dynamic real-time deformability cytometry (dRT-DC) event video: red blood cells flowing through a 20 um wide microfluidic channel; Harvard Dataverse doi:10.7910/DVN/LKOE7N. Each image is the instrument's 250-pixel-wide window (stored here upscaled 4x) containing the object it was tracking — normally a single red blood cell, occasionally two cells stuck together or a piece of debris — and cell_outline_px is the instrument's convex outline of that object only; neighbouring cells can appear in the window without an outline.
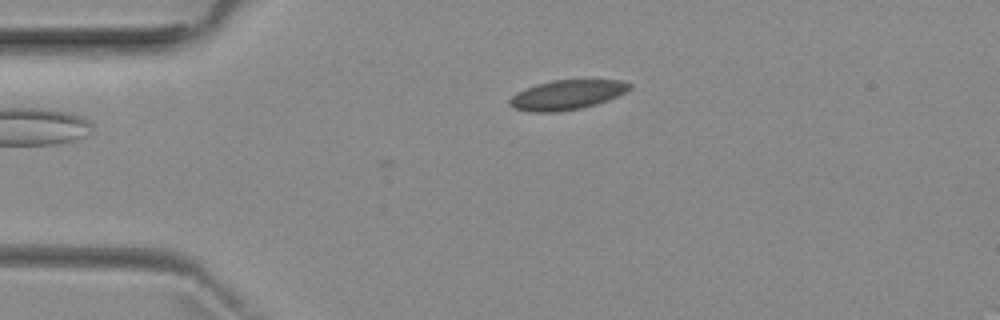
{"species": "common noctule bat (a hibernating species)", "species_latin": "Nyctalus noctula", "temperature_condition": "room temperature", "stored_images_in_passage": 3, "camera_frame_rate_fps": 3000, "um_per_image_px": 0.085, "animal": {"sex": "female", "body_mass_g": 29.2, "forearm_length_mm": 56.3}, "frame": {"image": 1, "passage_image": 3, "time_ms": 2.333, "image_size_px": [1000, 320], "cell_outline_px": [[632, 88], [628, 92], [596, 104], [580, 108], [556, 112], [528, 112], [512, 108], [508, 104], [508, 100], [512, 96], [536, 84], [552, 80], [620, 80], [632, 84]], "centroid_in_image_um": [48.2, 8.07], "position_along_channel_um": 36.8, "area_um2": 20.69}}